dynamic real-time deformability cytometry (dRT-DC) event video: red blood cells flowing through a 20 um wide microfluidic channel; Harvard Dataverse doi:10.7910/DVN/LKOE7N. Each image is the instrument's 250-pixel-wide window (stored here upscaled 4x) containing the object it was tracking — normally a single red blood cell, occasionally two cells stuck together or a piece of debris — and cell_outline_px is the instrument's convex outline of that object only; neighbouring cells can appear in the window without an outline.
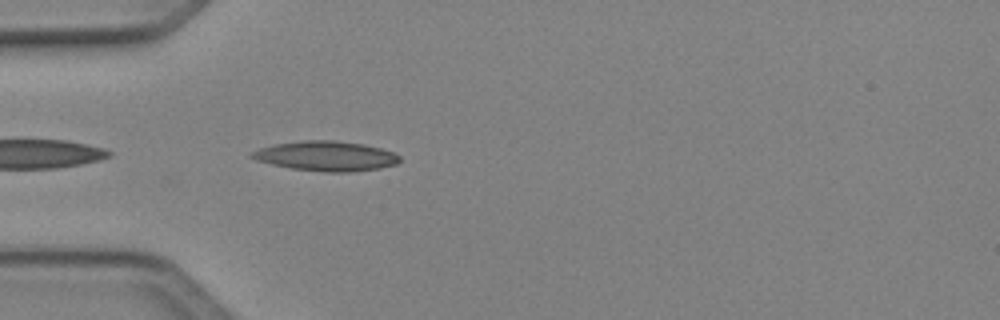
{"species": "Egyptian fruit bat (a non-hibernating species)", "species_latin": "Rousettus aegyptiacus", "temperature_condition": "cold", "stored_images_in_passage": 9, "camera_frame_rate_fps": 3000, "um_per_image_px": 0.085, "animal": {"sex": "female"}, "frame": {"image": 1, "passage_image": 3, "time_ms": 0.667, "image_size_px": [1000, 320], "cell_outline_px": [[400, 160], [396, 164], [380, 168], [348, 172], [328, 172], [292, 168], [272, 164], [256, 160], [248, 156], [252, 152], [260, 148], [272, 144], [304, 140], [336, 140], [364, 144], [380, 148], [392, 152], [400, 156]], "centroid_in_image_um": [27.7, 13.25], "position_along_channel_um": 57.3, "area_um2": 25.61}}
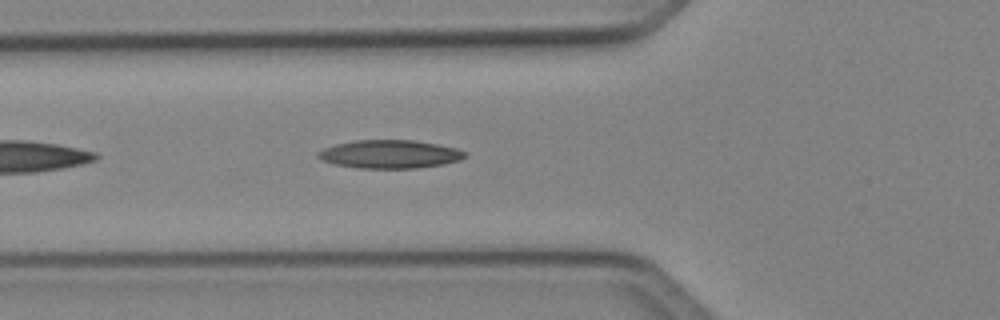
{"frame": {"image": 2, "passage_image": 6, "time_ms": 1.667, "image_size_px": [1000, 320], "cell_outline_px": [[464, 156], [460, 160], [444, 164], [416, 168], [356, 168], [336, 164], [324, 160], [316, 156], [316, 152], [324, 148], [336, 144], [356, 140], [412, 140], [436, 144], [456, 148], [464, 152]], "centroid_in_image_um": [33.1, 13.1], "position_along_channel_um": 92.7, "area_um2": 23.99}}